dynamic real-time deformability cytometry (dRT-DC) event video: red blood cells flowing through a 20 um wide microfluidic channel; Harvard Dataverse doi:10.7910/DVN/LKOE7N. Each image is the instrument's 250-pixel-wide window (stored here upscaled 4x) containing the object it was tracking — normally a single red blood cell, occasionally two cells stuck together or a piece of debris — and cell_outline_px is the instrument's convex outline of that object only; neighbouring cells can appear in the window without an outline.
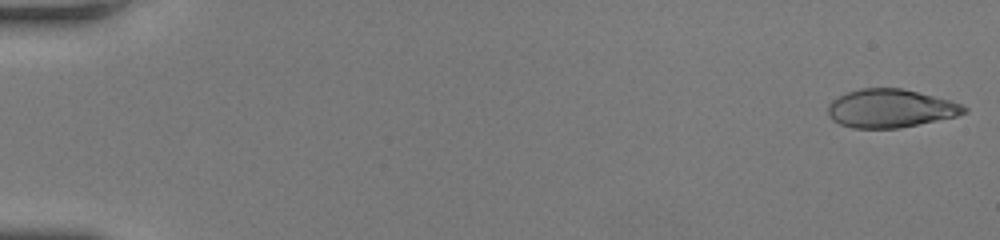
{"species": "human", "species_latin": "Homo sapiens", "temperature_condition": "room temperature", "stored_images_in_passage": 46, "camera_frame_rate_fps": 3000, "um_per_image_px": 0.085, "donor": {"sex": "female"}, "frame": {"image": 1, "passage_image": 1, "time_ms": 0.0, "image_size_px": [1000, 240], "cell_outline_px": [[968, 112], [956, 116], [900, 128], [852, 128], [840, 124], [832, 120], [828, 116], [828, 104], [832, 100], [848, 92], [860, 88], [900, 88], [964, 104], [968, 108]], "centroid_in_image_um": [75.68, 9.22], "position_along_channel_um": 9.3, "area_um2": 30.29}}
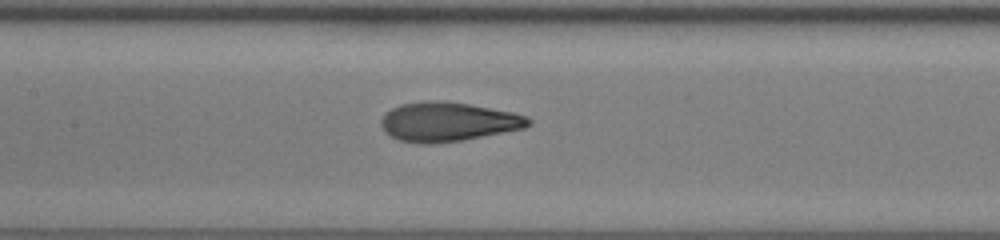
{"frame": {"image": 2, "passage_image": 25, "time_ms": 8.0, "image_size_px": [1000, 240], "cell_outline_px": [[532, 124], [524, 128], [464, 140], [432, 144], [420, 144], [400, 140], [388, 136], [384, 132], [380, 124], [380, 120], [392, 108], [400, 104], [428, 100], [436, 100], [468, 104], [512, 112], [524, 116], [532, 120]], "centroid_in_image_um": [38.04, 10.36], "position_along_channel_um": 169.4, "area_um2": 33.7}}
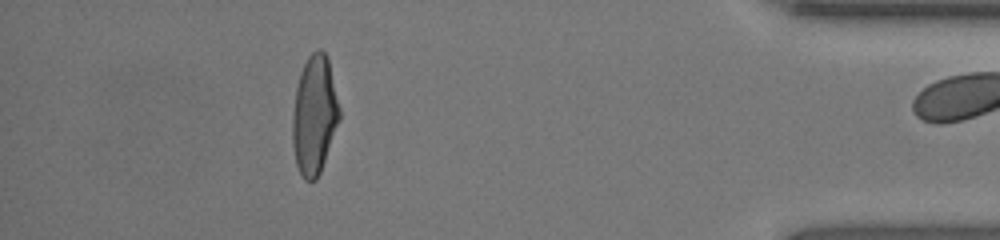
{"frame": {"image": 3, "passage_image": 45, "time_ms": 14.667, "image_size_px": [1000, 240], "cell_outline_px": [[340, 120], [320, 172], [316, 180], [304, 180], [296, 164], [292, 144], [292, 116], [296, 88], [300, 72], [308, 56], [316, 48], [320, 48], [328, 56], [340, 108]], "centroid_in_image_um": [26.72, 9.75], "position_along_channel_um": 408.5, "area_um2": 32.71}}